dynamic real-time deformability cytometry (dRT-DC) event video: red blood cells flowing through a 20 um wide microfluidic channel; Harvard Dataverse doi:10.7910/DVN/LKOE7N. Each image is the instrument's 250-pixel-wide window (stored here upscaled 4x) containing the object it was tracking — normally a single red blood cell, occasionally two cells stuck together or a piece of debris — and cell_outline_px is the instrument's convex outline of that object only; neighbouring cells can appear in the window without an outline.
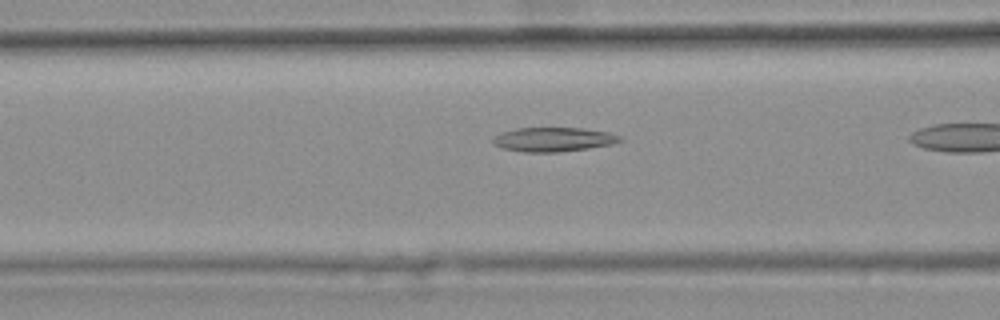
{"species": "common noctule bat (a hibernating species)", "species_latin": "Nyctalus noctula", "temperature_condition": "warm", "stored_images_in_passage": 16, "camera_frame_rate_fps": 3000, "um_per_image_px": 0.085, "animal": {"sex": "female", "body_mass_g": 25.1}, "frame": {"image": 1, "passage_image": 12, "time_ms": 3.667, "image_size_px": [1000, 320], "cell_outline_px": [[624, 140], [612, 144], [588, 148], [556, 152], [524, 152], [504, 148], [492, 144], [492, 140], [500, 132], [516, 128], [584, 128], [608, 132], [620, 136]], "centroid_in_image_um": [47.04, 11.84], "position_along_channel_um": 119.6, "area_um2": 17.86}}